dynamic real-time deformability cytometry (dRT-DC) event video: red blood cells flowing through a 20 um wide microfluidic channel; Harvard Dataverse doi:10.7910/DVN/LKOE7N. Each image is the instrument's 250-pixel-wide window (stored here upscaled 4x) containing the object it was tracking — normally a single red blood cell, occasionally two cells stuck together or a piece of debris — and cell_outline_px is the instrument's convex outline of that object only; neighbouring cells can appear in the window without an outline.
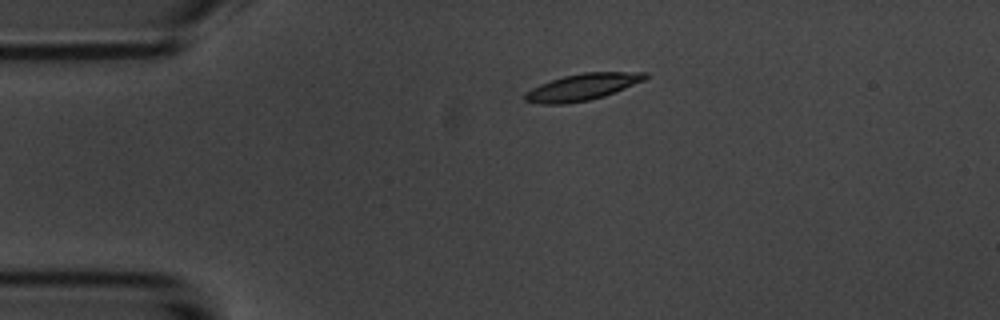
{"species": "common noctule bat (a hibernating species)", "species_latin": "Nyctalus noctula", "temperature_condition": "room temperature", "stored_images_in_passage": 4, "camera_frame_rate_fps": 3000, "um_per_image_px": 0.085, "animal": {"sex": "male", "body_mass_g": 20.1, "forearm_length_mm": 53.5}, "frame": {"image": 1, "passage_image": 3, "time_ms": 2.333, "image_size_px": [1000, 320], "cell_outline_px": [[648, 76], [644, 80], [604, 96], [588, 100], [560, 104], [540, 104], [524, 100], [524, 92], [540, 84], [564, 76], [584, 72], [648, 72]], "centroid_in_image_um": [49.48, 7.39], "position_along_channel_um": 35.5, "area_um2": 18.44}}